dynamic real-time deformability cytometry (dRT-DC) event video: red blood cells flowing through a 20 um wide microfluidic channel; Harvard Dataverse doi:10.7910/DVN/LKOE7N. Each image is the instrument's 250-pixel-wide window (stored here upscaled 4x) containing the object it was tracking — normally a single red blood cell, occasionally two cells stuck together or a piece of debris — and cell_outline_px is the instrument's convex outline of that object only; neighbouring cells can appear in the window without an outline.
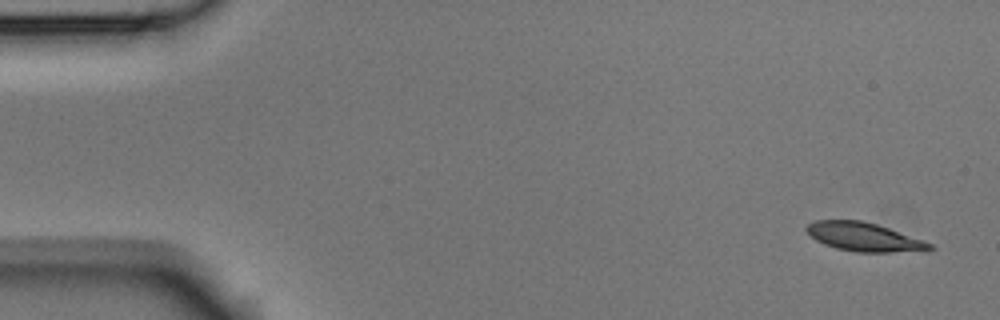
{"species": "Egyptian fruit bat (a non-hibernating species)", "species_latin": "Rousettus aegyptiacus", "temperature_condition": "room temperature", "stored_images_in_passage": 4, "camera_frame_rate_fps": 3000, "um_per_image_px": 0.085, "animal": {"sex": "male"}, "frame": {"image": 1, "passage_image": 1, "time_ms": 0.0, "image_size_px": [1000, 320], "cell_outline_px": [[936, 248], [928, 252], [856, 252], [836, 248], [824, 244], [816, 240], [804, 228], [808, 224], [816, 220], [864, 220], [888, 228], [932, 244]], "centroid_in_image_um": [73.48, 20.16], "position_along_channel_um": 11.5, "area_um2": 20.63}}